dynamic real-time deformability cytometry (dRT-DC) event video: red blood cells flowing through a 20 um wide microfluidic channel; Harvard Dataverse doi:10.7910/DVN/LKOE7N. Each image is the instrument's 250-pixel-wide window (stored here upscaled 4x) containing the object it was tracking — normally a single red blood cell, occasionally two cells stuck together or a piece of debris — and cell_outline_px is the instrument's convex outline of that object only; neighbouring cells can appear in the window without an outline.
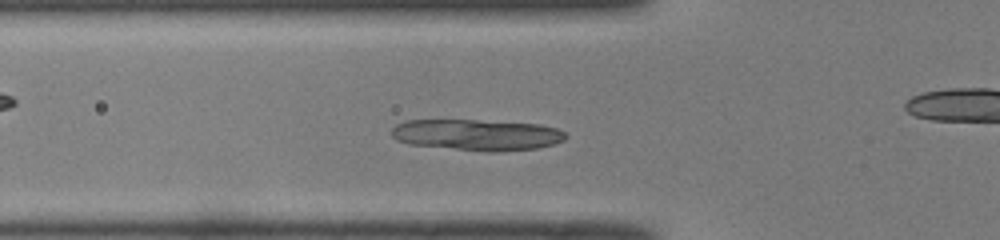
{"species": "common noctule bat (a hibernating species)", "species_latin": "Nyctalus noctula", "temperature_condition": "room temperature", "stored_images_in_passage": 41, "camera_frame_rate_fps": 3000, "um_per_image_px": 0.085, "animal": {"sex": "male", "body_mass_g": 19.0, "forearm_length_mm": 50.8}, "frame": {"image": 1, "passage_image": 8, "time_ms": 2.333, "image_size_px": [1000, 240], "cell_outline_px": [[568, 136], [564, 140], [540, 148], [496, 152], [488, 152], [408, 144], [396, 140], [392, 136], [392, 128], [396, 124], [404, 120], [476, 120], [540, 124], [556, 128], [564, 132]], "centroid_in_image_um": [40.54, 11.46], "position_along_channel_um": 85.3, "area_um2": 31.79}}
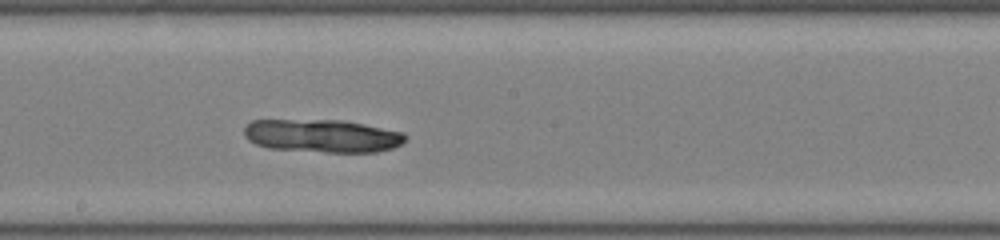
{"frame": {"image": 2, "passage_image": 18, "time_ms": 5.667, "image_size_px": [1000, 240], "cell_outline_px": [[408, 136], [400, 144], [392, 148], [376, 152], [328, 152], [268, 148], [256, 144], [248, 140], [244, 136], [244, 124], [252, 120], [344, 120], [404, 132]], "centroid_in_image_um": [27.37, 11.54], "position_along_channel_um": 220.8, "area_um2": 31.15}}
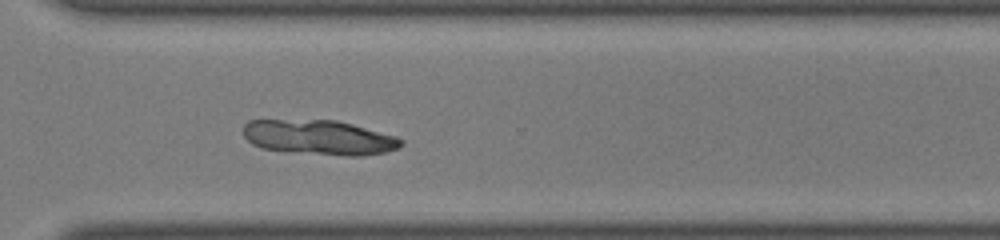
{"frame": {"image": 3, "passage_image": 27, "time_ms": 8.667, "image_size_px": [1000, 240], "cell_outline_px": [[404, 140], [400, 148], [384, 152], [364, 156], [344, 156], [260, 148], [252, 144], [244, 136], [244, 124], [248, 120], [336, 120], [352, 124], [396, 136]], "centroid_in_image_um": [27.15, 11.68], "position_along_channel_um": 343.4, "area_um2": 31.85}}